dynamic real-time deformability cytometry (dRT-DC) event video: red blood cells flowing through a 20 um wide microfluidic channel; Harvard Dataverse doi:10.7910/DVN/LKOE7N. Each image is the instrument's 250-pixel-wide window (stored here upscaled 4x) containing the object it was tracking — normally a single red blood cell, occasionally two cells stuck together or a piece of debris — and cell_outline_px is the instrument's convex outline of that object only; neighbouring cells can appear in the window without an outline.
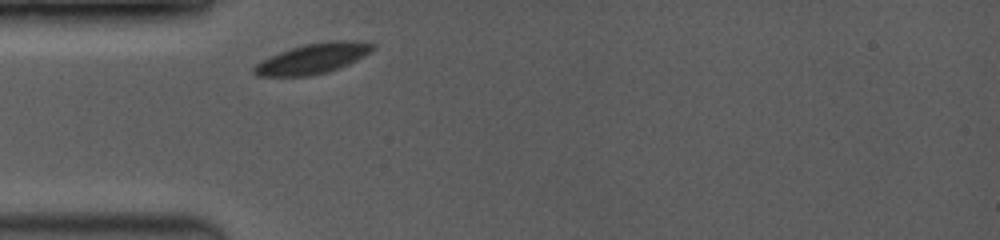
{"species": "common noctule bat (a hibernating species)", "species_latin": "Nyctalus noctula", "temperature_condition": "room temperature", "stored_images_in_passage": 3, "camera_frame_rate_fps": 3500, "um_per_image_px": 0.085, "animal": {"sex": "female", "body_mass_g": 19.0, "forearm_length_mm": 53.3}, "frame": {"image": 1, "passage_image": 1, "time_ms": 0.0, "image_size_px": [1000, 240], "cell_outline_px": [[376, 48], [364, 56], [348, 64], [328, 72], [308, 76], [256, 76], [252, 72], [252, 68], [256, 64], [280, 52], [304, 44], [328, 40], [356, 40], [376, 44]], "centroid_in_image_um": [26.63, 4.96], "position_along_channel_um": 58.4, "area_um2": 20.92}}
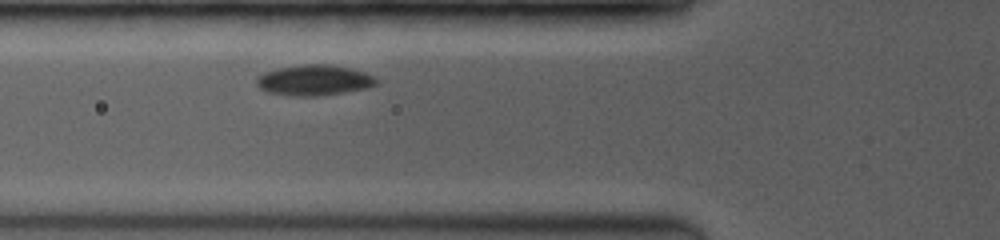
{"frame": {"image": 2, "passage_image": 3, "time_ms": 1.143, "image_size_px": [1000, 240], "cell_outline_px": [[376, 84], [368, 88], [344, 92], [316, 96], [288, 96], [268, 92], [260, 88], [256, 84], [256, 76], [264, 72], [280, 68], [304, 64], [332, 64], [352, 68], [364, 72], [372, 76], [376, 80]], "centroid_in_image_um": [26.67, 6.81], "position_along_channel_um": 99.1, "area_um2": 21.39}}